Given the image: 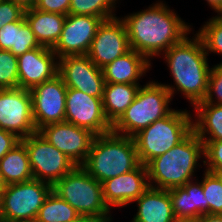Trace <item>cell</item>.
<instances>
[{"mask_svg": "<svg viewBox=\"0 0 222 222\" xmlns=\"http://www.w3.org/2000/svg\"><path fill=\"white\" fill-rule=\"evenodd\" d=\"M121 17L125 23L130 48L150 62L161 58L172 45L179 43L193 26L188 25L164 0L153 2L144 10Z\"/></svg>", "mask_w": 222, "mask_h": 222, "instance_id": "1", "label": "cell"}, {"mask_svg": "<svg viewBox=\"0 0 222 222\" xmlns=\"http://www.w3.org/2000/svg\"><path fill=\"white\" fill-rule=\"evenodd\" d=\"M191 34L192 37L187 34L161 55L174 80L173 85L161 84L170 92L172 98L176 93L183 94L193 108L206 97L211 68L201 37L197 33Z\"/></svg>", "mask_w": 222, "mask_h": 222, "instance_id": "2", "label": "cell"}, {"mask_svg": "<svg viewBox=\"0 0 222 222\" xmlns=\"http://www.w3.org/2000/svg\"><path fill=\"white\" fill-rule=\"evenodd\" d=\"M204 159V143L192 131L168 152L153 158L146 164L149 185L164 190L181 187L197 178L196 169L205 166Z\"/></svg>", "mask_w": 222, "mask_h": 222, "instance_id": "3", "label": "cell"}, {"mask_svg": "<svg viewBox=\"0 0 222 222\" xmlns=\"http://www.w3.org/2000/svg\"><path fill=\"white\" fill-rule=\"evenodd\" d=\"M140 164L133 137L111 131L94 137L86 161L81 166L102 183L130 172Z\"/></svg>", "mask_w": 222, "mask_h": 222, "instance_id": "4", "label": "cell"}, {"mask_svg": "<svg viewBox=\"0 0 222 222\" xmlns=\"http://www.w3.org/2000/svg\"><path fill=\"white\" fill-rule=\"evenodd\" d=\"M172 96L161 82L149 80L140 86L131 105L112 125V132L133 137L155 121L168 116L174 109Z\"/></svg>", "mask_w": 222, "mask_h": 222, "instance_id": "5", "label": "cell"}, {"mask_svg": "<svg viewBox=\"0 0 222 222\" xmlns=\"http://www.w3.org/2000/svg\"><path fill=\"white\" fill-rule=\"evenodd\" d=\"M189 110L174 109L133 136L138 158L146 165L153 158L165 154L193 131V115Z\"/></svg>", "mask_w": 222, "mask_h": 222, "instance_id": "6", "label": "cell"}, {"mask_svg": "<svg viewBox=\"0 0 222 222\" xmlns=\"http://www.w3.org/2000/svg\"><path fill=\"white\" fill-rule=\"evenodd\" d=\"M52 191L68 202L79 215L113 217L103 199L102 183L82 166H76L57 181L52 186Z\"/></svg>", "mask_w": 222, "mask_h": 222, "instance_id": "7", "label": "cell"}, {"mask_svg": "<svg viewBox=\"0 0 222 222\" xmlns=\"http://www.w3.org/2000/svg\"><path fill=\"white\" fill-rule=\"evenodd\" d=\"M51 191V184L35 179L6 185L1 195L3 220L34 222Z\"/></svg>", "mask_w": 222, "mask_h": 222, "instance_id": "8", "label": "cell"}, {"mask_svg": "<svg viewBox=\"0 0 222 222\" xmlns=\"http://www.w3.org/2000/svg\"><path fill=\"white\" fill-rule=\"evenodd\" d=\"M25 145L35 180L52 186L70 173L75 165L64 153L45 140L39 132L21 139Z\"/></svg>", "mask_w": 222, "mask_h": 222, "instance_id": "9", "label": "cell"}, {"mask_svg": "<svg viewBox=\"0 0 222 222\" xmlns=\"http://www.w3.org/2000/svg\"><path fill=\"white\" fill-rule=\"evenodd\" d=\"M0 129L23 139L37 131L29 89H0Z\"/></svg>", "mask_w": 222, "mask_h": 222, "instance_id": "10", "label": "cell"}, {"mask_svg": "<svg viewBox=\"0 0 222 222\" xmlns=\"http://www.w3.org/2000/svg\"><path fill=\"white\" fill-rule=\"evenodd\" d=\"M29 91L37 131L45 125L65 121L67 86L59 75Z\"/></svg>", "mask_w": 222, "mask_h": 222, "instance_id": "11", "label": "cell"}, {"mask_svg": "<svg viewBox=\"0 0 222 222\" xmlns=\"http://www.w3.org/2000/svg\"><path fill=\"white\" fill-rule=\"evenodd\" d=\"M58 75L67 88H73L89 96L103 98L105 80L102 69L85 55H68L58 60Z\"/></svg>", "mask_w": 222, "mask_h": 222, "instance_id": "12", "label": "cell"}, {"mask_svg": "<svg viewBox=\"0 0 222 222\" xmlns=\"http://www.w3.org/2000/svg\"><path fill=\"white\" fill-rule=\"evenodd\" d=\"M38 132L77 166L86 161L96 136L90 130L66 121L45 125Z\"/></svg>", "mask_w": 222, "mask_h": 222, "instance_id": "13", "label": "cell"}, {"mask_svg": "<svg viewBox=\"0 0 222 222\" xmlns=\"http://www.w3.org/2000/svg\"><path fill=\"white\" fill-rule=\"evenodd\" d=\"M131 50L125 23L118 16L103 20L92 40L91 61L100 69Z\"/></svg>", "mask_w": 222, "mask_h": 222, "instance_id": "14", "label": "cell"}, {"mask_svg": "<svg viewBox=\"0 0 222 222\" xmlns=\"http://www.w3.org/2000/svg\"><path fill=\"white\" fill-rule=\"evenodd\" d=\"M65 121L90 130L95 135L112 131V125L103 111L102 98L92 97L86 93L67 88Z\"/></svg>", "mask_w": 222, "mask_h": 222, "instance_id": "15", "label": "cell"}, {"mask_svg": "<svg viewBox=\"0 0 222 222\" xmlns=\"http://www.w3.org/2000/svg\"><path fill=\"white\" fill-rule=\"evenodd\" d=\"M102 21V18L96 16L68 14L60 39L52 49L58 59L87 54Z\"/></svg>", "mask_w": 222, "mask_h": 222, "instance_id": "16", "label": "cell"}, {"mask_svg": "<svg viewBox=\"0 0 222 222\" xmlns=\"http://www.w3.org/2000/svg\"><path fill=\"white\" fill-rule=\"evenodd\" d=\"M149 187L146 165L140 164L130 172L103 181V199L111 211L115 207L124 208L137 200Z\"/></svg>", "mask_w": 222, "mask_h": 222, "instance_id": "17", "label": "cell"}, {"mask_svg": "<svg viewBox=\"0 0 222 222\" xmlns=\"http://www.w3.org/2000/svg\"><path fill=\"white\" fill-rule=\"evenodd\" d=\"M19 88L31 89L35 85L58 75V57L51 48L40 46L17 57Z\"/></svg>", "mask_w": 222, "mask_h": 222, "instance_id": "18", "label": "cell"}, {"mask_svg": "<svg viewBox=\"0 0 222 222\" xmlns=\"http://www.w3.org/2000/svg\"><path fill=\"white\" fill-rule=\"evenodd\" d=\"M152 65L144 55L131 49L103 67L102 72L105 83L141 85L140 80L151 70Z\"/></svg>", "mask_w": 222, "mask_h": 222, "instance_id": "19", "label": "cell"}, {"mask_svg": "<svg viewBox=\"0 0 222 222\" xmlns=\"http://www.w3.org/2000/svg\"><path fill=\"white\" fill-rule=\"evenodd\" d=\"M172 210L176 219H195L208 213L202 180L188 181L181 187L169 189Z\"/></svg>", "mask_w": 222, "mask_h": 222, "instance_id": "20", "label": "cell"}, {"mask_svg": "<svg viewBox=\"0 0 222 222\" xmlns=\"http://www.w3.org/2000/svg\"><path fill=\"white\" fill-rule=\"evenodd\" d=\"M130 222H175L169 190L149 187L137 200Z\"/></svg>", "mask_w": 222, "mask_h": 222, "instance_id": "21", "label": "cell"}, {"mask_svg": "<svg viewBox=\"0 0 222 222\" xmlns=\"http://www.w3.org/2000/svg\"><path fill=\"white\" fill-rule=\"evenodd\" d=\"M24 17L40 46L53 49L60 39L66 15L25 9Z\"/></svg>", "mask_w": 222, "mask_h": 222, "instance_id": "22", "label": "cell"}, {"mask_svg": "<svg viewBox=\"0 0 222 222\" xmlns=\"http://www.w3.org/2000/svg\"><path fill=\"white\" fill-rule=\"evenodd\" d=\"M38 47L40 44L24 16L0 29V50L11 51L18 57Z\"/></svg>", "mask_w": 222, "mask_h": 222, "instance_id": "23", "label": "cell"}, {"mask_svg": "<svg viewBox=\"0 0 222 222\" xmlns=\"http://www.w3.org/2000/svg\"><path fill=\"white\" fill-rule=\"evenodd\" d=\"M142 85L105 83L103 92V111L106 119L113 125L134 101Z\"/></svg>", "mask_w": 222, "mask_h": 222, "instance_id": "24", "label": "cell"}, {"mask_svg": "<svg viewBox=\"0 0 222 222\" xmlns=\"http://www.w3.org/2000/svg\"><path fill=\"white\" fill-rule=\"evenodd\" d=\"M193 131L201 140H222V105L197 103Z\"/></svg>", "mask_w": 222, "mask_h": 222, "instance_id": "25", "label": "cell"}, {"mask_svg": "<svg viewBox=\"0 0 222 222\" xmlns=\"http://www.w3.org/2000/svg\"><path fill=\"white\" fill-rule=\"evenodd\" d=\"M0 174L7 185L34 179L28 152L22 142L0 160Z\"/></svg>", "mask_w": 222, "mask_h": 222, "instance_id": "26", "label": "cell"}, {"mask_svg": "<svg viewBox=\"0 0 222 222\" xmlns=\"http://www.w3.org/2000/svg\"><path fill=\"white\" fill-rule=\"evenodd\" d=\"M79 214L54 191L46 197L34 222H70Z\"/></svg>", "mask_w": 222, "mask_h": 222, "instance_id": "27", "label": "cell"}, {"mask_svg": "<svg viewBox=\"0 0 222 222\" xmlns=\"http://www.w3.org/2000/svg\"><path fill=\"white\" fill-rule=\"evenodd\" d=\"M120 0H71L69 14L89 15L107 20L116 17Z\"/></svg>", "mask_w": 222, "mask_h": 222, "instance_id": "28", "label": "cell"}, {"mask_svg": "<svg viewBox=\"0 0 222 222\" xmlns=\"http://www.w3.org/2000/svg\"><path fill=\"white\" fill-rule=\"evenodd\" d=\"M203 24L195 32L201 37L206 53L208 56L216 53L222 57V15L217 14Z\"/></svg>", "mask_w": 222, "mask_h": 222, "instance_id": "29", "label": "cell"}, {"mask_svg": "<svg viewBox=\"0 0 222 222\" xmlns=\"http://www.w3.org/2000/svg\"><path fill=\"white\" fill-rule=\"evenodd\" d=\"M205 203H208V214H222V184L217 176L204 170L202 176Z\"/></svg>", "mask_w": 222, "mask_h": 222, "instance_id": "30", "label": "cell"}, {"mask_svg": "<svg viewBox=\"0 0 222 222\" xmlns=\"http://www.w3.org/2000/svg\"><path fill=\"white\" fill-rule=\"evenodd\" d=\"M18 87V59L11 51L0 50V89Z\"/></svg>", "mask_w": 222, "mask_h": 222, "instance_id": "31", "label": "cell"}, {"mask_svg": "<svg viewBox=\"0 0 222 222\" xmlns=\"http://www.w3.org/2000/svg\"><path fill=\"white\" fill-rule=\"evenodd\" d=\"M199 103L222 105V61L211 66L207 94Z\"/></svg>", "mask_w": 222, "mask_h": 222, "instance_id": "32", "label": "cell"}, {"mask_svg": "<svg viewBox=\"0 0 222 222\" xmlns=\"http://www.w3.org/2000/svg\"><path fill=\"white\" fill-rule=\"evenodd\" d=\"M204 143V170L222 169V140H202Z\"/></svg>", "mask_w": 222, "mask_h": 222, "instance_id": "33", "label": "cell"}, {"mask_svg": "<svg viewBox=\"0 0 222 222\" xmlns=\"http://www.w3.org/2000/svg\"><path fill=\"white\" fill-rule=\"evenodd\" d=\"M25 9L12 0L0 1V29L15 21H19L24 16Z\"/></svg>", "mask_w": 222, "mask_h": 222, "instance_id": "34", "label": "cell"}, {"mask_svg": "<svg viewBox=\"0 0 222 222\" xmlns=\"http://www.w3.org/2000/svg\"><path fill=\"white\" fill-rule=\"evenodd\" d=\"M71 0H37L35 9L49 12L68 15L70 9Z\"/></svg>", "mask_w": 222, "mask_h": 222, "instance_id": "35", "label": "cell"}, {"mask_svg": "<svg viewBox=\"0 0 222 222\" xmlns=\"http://www.w3.org/2000/svg\"><path fill=\"white\" fill-rule=\"evenodd\" d=\"M20 142L21 138L16 134L0 129V160Z\"/></svg>", "mask_w": 222, "mask_h": 222, "instance_id": "36", "label": "cell"}, {"mask_svg": "<svg viewBox=\"0 0 222 222\" xmlns=\"http://www.w3.org/2000/svg\"><path fill=\"white\" fill-rule=\"evenodd\" d=\"M114 217H92L86 215H79L74 220L70 222H112Z\"/></svg>", "mask_w": 222, "mask_h": 222, "instance_id": "37", "label": "cell"}, {"mask_svg": "<svg viewBox=\"0 0 222 222\" xmlns=\"http://www.w3.org/2000/svg\"><path fill=\"white\" fill-rule=\"evenodd\" d=\"M199 222H222V214H203Z\"/></svg>", "mask_w": 222, "mask_h": 222, "instance_id": "38", "label": "cell"}, {"mask_svg": "<svg viewBox=\"0 0 222 222\" xmlns=\"http://www.w3.org/2000/svg\"><path fill=\"white\" fill-rule=\"evenodd\" d=\"M207 4L217 14H222V0H205Z\"/></svg>", "mask_w": 222, "mask_h": 222, "instance_id": "39", "label": "cell"}, {"mask_svg": "<svg viewBox=\"0 0 222 222\" xmlns=\"http://www.w3.org/2000/svg\"><path fill=\"white\" fill-rule=\"evenodd\" d=\"M14 3L20 4L24 9L34 7L37 0H12Z\"/></svg>", "mask_w": 222, "mask_h": 222, "instance_id": "40", "label": "cell"}, {"mask_svg": "<svg viewBox=\"0 0 222 222\" xmlns=\"http://www.w3.org/2000/svg\"><path fill=\"white\" fill-rule=\"evenodd\" d=\"M207 171L214 173L222 184V169H220V170H207Z\"/></svg>", "mask_w": 222, "mask_h": 222, "instance_id": "41", "label": "cell"}, {"mask_svg": "<svg viewBox=\"0 0 222 222\" xmlns=\"http://www.w3.org/2000/svg\"><path fill=\"white\" fill-rule=\"evenodd\" d=\"M6 183L3 180V177L0 174V195L3 194L4 189L6 188Z\"/></svg>", "mask_w": 222, "mask_h": 222, "instance_id": "42", "label": "cell"}, {"mask_svg": "<svg viewBox=\"0 0 222 222\" xmlns=\"http://www.w3.org/2000/svg\"><path fill=\"white\" fill-rule=\"evenodd\" d=\"M175 222H199V218H195V219H175Z\"/></svg>", "mask_w": 222, "mask_h": 222, "instance_id": "43", "label": "cell"}, {"mask_svg": "<svg viewBox=\"0 0 222 222\" xmlns=\"http://www.w3.org/2000/svg\"><path fill=\"white\" fill-rule=\"evenodd\" d=\"M1 195H0V222L3 220V215H2V206H1Z\"/></svg>", "mask_w": 222, "mask_h": 222, "instance_id": "44", "label": "cell"}, {"mask_svg": "<svg viewBox=\"0 0 222 222\" xmlns=\"http://www.w3.org/2000/svg\"><path fill=\"white\" fill-rule=\"evenodd\" d=\"M1 222H28V221H7V220H2Z\"/></svg>", "mask_w": 222, "mask_h": 222, "instance_id": "45", "label": "cell"}]
</instances>
